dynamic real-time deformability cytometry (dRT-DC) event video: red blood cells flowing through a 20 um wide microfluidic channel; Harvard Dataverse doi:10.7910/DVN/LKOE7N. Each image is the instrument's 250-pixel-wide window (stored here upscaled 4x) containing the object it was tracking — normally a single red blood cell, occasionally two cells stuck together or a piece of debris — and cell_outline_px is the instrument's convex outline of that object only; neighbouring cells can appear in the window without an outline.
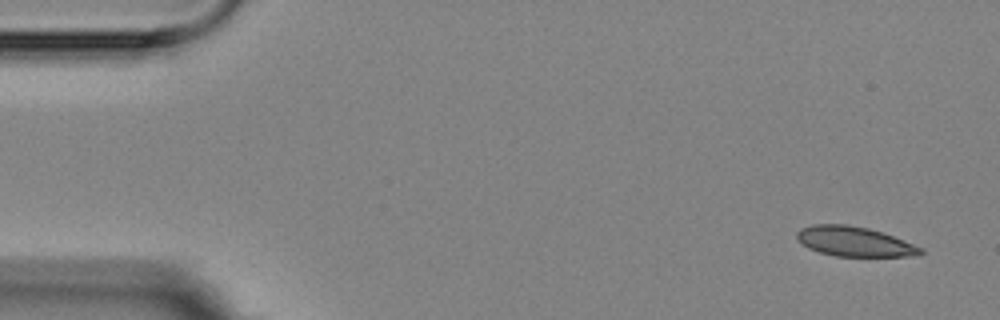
{"species": "Egyptian fruit bat (a non-hibernating species)", "species_latin": "Rousettus aegyptiacus", "temperature_condition": "room temperature", "stored_images_in_passage": 4, "camera_frame_rate_fps": 3000, "um_per_image_px": 0.085, "animal": {"sex": "female"}, "frame": {"image": 1, "passage_image": 1, "time_ms": 0.0, "image_size_px": [1000, 320], "cell_outline_px": [[924, 252], [916, 256], [836, 256], [820, 252], [808, 248], [796, 240], [796, 232], [800, 228], [812, 224], [848, 224], [868, 228], [892, 236], [924, 248]], "centroid_in_image_um": [72.58, 20.52], "position_along_channel_um": 12.4, "area_um2": 21.5}}
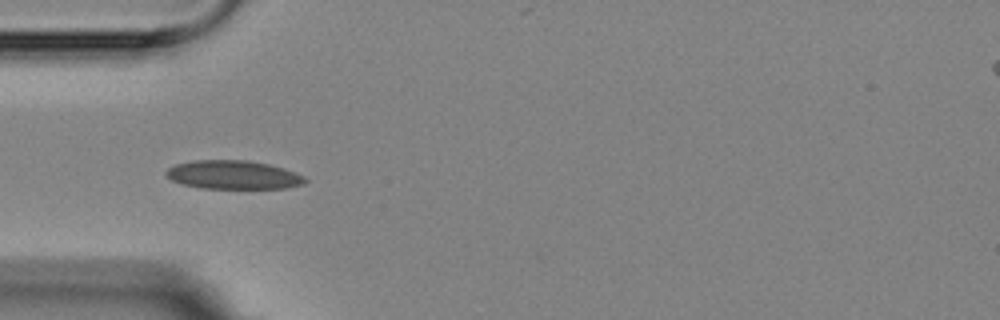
{"frame": {"image": 2, "passage_image": 4, "time_ms": 4.667, "image_size_px": [1000, 320], "cell_outline_px": [[308, 180], [304, 184], [288, 188], [200, 188], [184, 184], [172, 180], [164, 176], [164, 172], [168, 168], [176, 164], [192, 160], [248, 160], [268, 164], [284, 168], [296, 172], [304, 176]], "centroid_in_image_um": [19.83, 14.86], "position_along_channel_um": 65.2, "area_um2": 23.35}}